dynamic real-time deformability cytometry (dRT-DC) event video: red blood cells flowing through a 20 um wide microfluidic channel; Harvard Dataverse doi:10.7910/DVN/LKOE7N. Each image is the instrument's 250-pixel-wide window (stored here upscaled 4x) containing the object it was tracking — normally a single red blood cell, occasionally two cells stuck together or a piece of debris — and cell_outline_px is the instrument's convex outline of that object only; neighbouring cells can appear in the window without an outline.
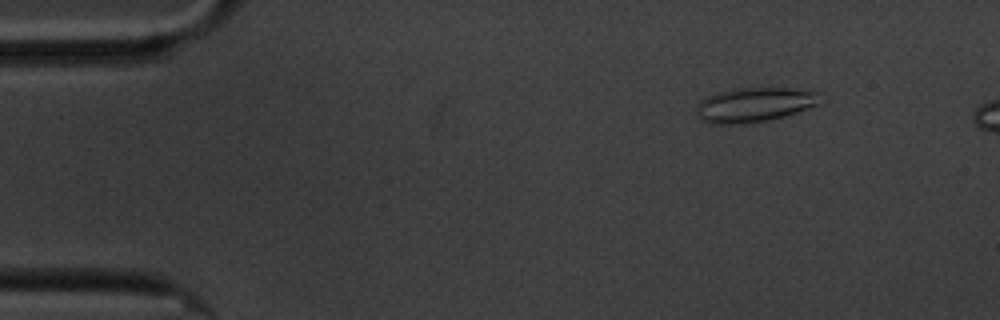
{"species": "common noctule bat (a hibernating species)", "species_latin": "Nyctalus noctula", "temperature_condition": "cold", "stored_images_in_passage": 56, "camera_frame_rate_fps": 3000, "um_per_image_px": 0.085, "animal": {"sex": "male", "body_mass_g": 20.1, "forearm_length_mm": 53.5}, "frame": {"image": 1, "passage_image": 7, "time_ms": 2.0, "image_size_px": [1000, 320], "cell_outline_px": [[828, 100], [820, 104], [784, 116], [768, 120], [744, 124], [712, 124], [700, 120], [696, 116], [696, 104], [700, 100], [716, 92], [736, 88], [788, 88], [824, 92]], "centroid_in_image_um": [64.19, 8.89], "position_along_channel_um": 20.8, "area_um2": 25.66}}
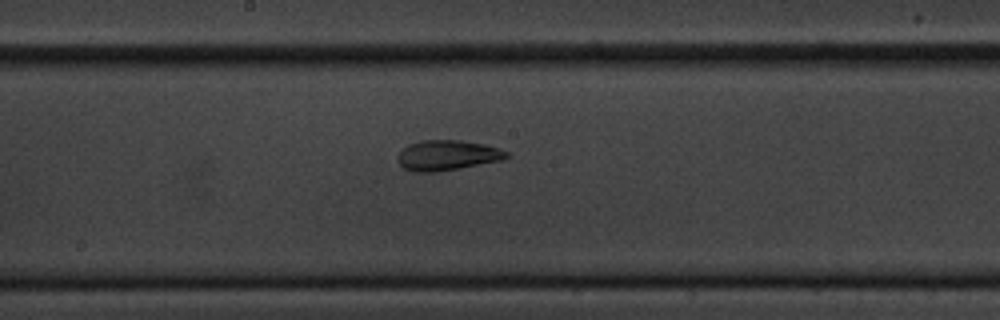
{"frame": {"image": 2, "passage_image": 31, "time_ms": 10.0, "image_size_px": [1000, 320], "cell_outline_px": [[512, 156], [500, 160], [460, 168], [436, 172], [412, 172], [404, 168], [396, 160], [396, 156], [408, 144], [420, 140], [460, 140], [484, 144], [508, 152]], "centroid_in_image_um": [37.98, 13.2], "position_along_channel_um": 210.2, "area_um2": 19.19}}
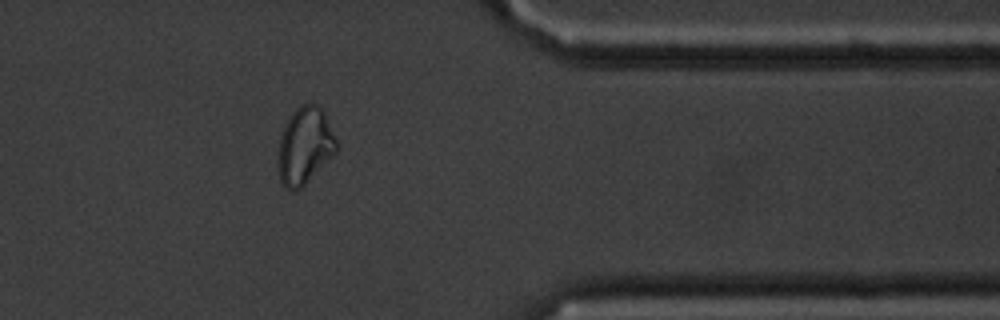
{"frame": {"image": 3, "passage_image": 48, "time_ms": 15.667, "image_size_px": [1000, 320], "cell_outline_px": [[340, 148], [300, 188], [284, 188], [280, 180], [280, 136], [284, 124], [292, 112], [296, 108], [304, 104], [316, 104], [324, 112]], "centroid_in_image_um": [25.94, 12.35], "position_along_channel_um": 385.5, "area_um2": 25.43}}